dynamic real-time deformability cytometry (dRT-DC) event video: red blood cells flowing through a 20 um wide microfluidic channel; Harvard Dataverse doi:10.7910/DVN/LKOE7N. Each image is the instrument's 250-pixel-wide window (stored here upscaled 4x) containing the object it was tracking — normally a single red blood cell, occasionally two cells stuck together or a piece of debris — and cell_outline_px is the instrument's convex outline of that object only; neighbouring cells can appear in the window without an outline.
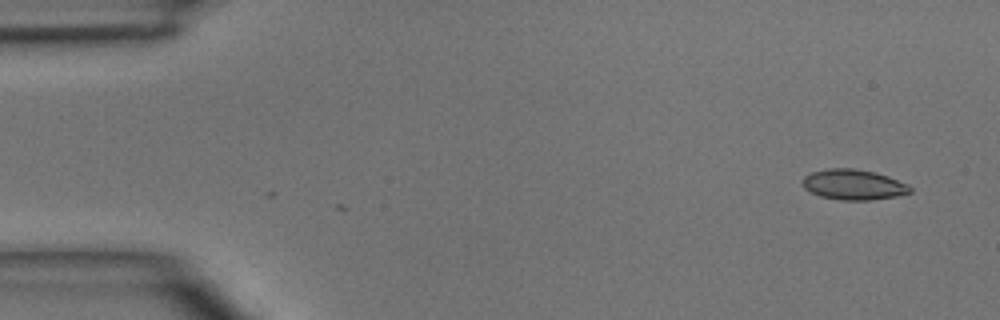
{"species": "common noctule bat (a hibernating species)", "species_latin": "Nyctalus noctula", "temperature_condition": "room temperature", "stored_images_in_passage": 4, "camera_frame_rate_fps": 3000, "um_per_image_px": 0.085, "animal": {"sex": "male", "body_mass_g": 15.6}, "frame": {"image": 1, "passage_image": 1, "time_ms": 0.0, "image_size_px": [1000, 320], "cell_outline_px": [[912, 192], [896, 196], [872, 200], [840, 200], [820, 196], [804, 188], [804, 176], [812, 172], [828, 168], [852, 168], [872, 172], [888, 176], [908, 184], [912, 188]], "centroid_in_image_um": [72.57, 15.7], "position_along_channel_um": 12.4, "area_um2": 18.9}}
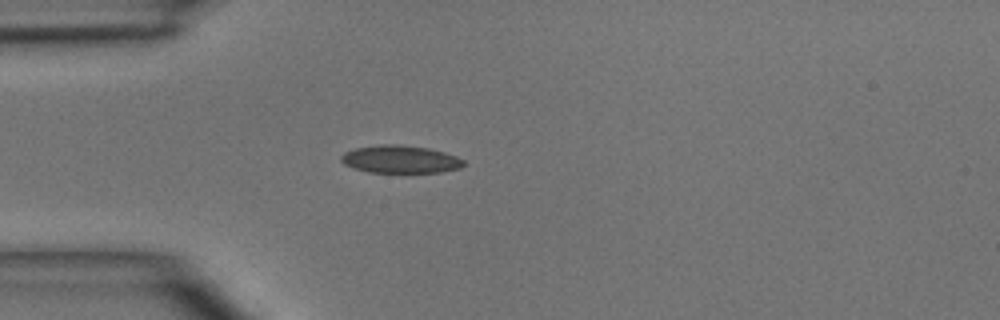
{"frame": {"image": 2, "passage_image": 4, "time_ms": 3.333, "image_size_px": [1000, 320], "cell_outline_px": [[464, 164], [460, 168], [440, 172], [368, 172], [352, 168], [344, 164], [340, 160], [340, 156], [344, 152], [356, 148], [384, 144], [392, 144], [428, 148], [444, 152], [456, 156], [464, 160]], "centroid_in_image_um": [34.0, 13.54], "position_along_channel_um": 51.0, "area_um2": 19.65}}